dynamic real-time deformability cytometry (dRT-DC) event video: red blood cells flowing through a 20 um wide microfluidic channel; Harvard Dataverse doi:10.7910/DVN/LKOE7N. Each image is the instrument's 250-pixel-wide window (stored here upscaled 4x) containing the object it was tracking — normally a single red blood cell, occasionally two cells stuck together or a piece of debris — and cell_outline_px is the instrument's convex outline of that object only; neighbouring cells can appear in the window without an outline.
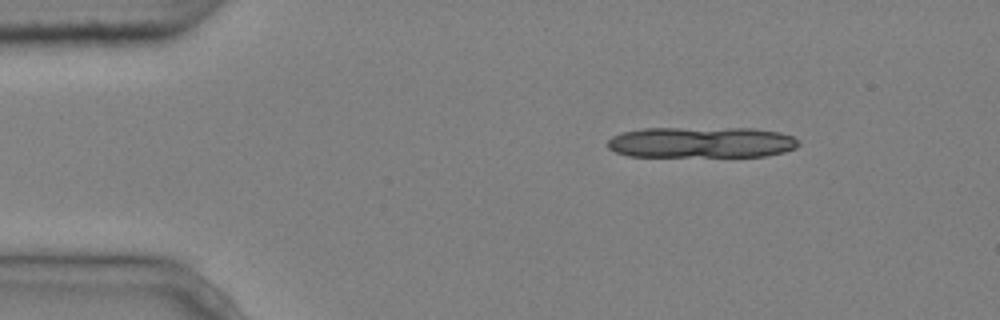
{"species": "common noctule bat (a hibernating species)", "species_latin": "Nyctalus noctula", "temperature_condition": "cold", "stored_images_in_passage": 3, "camera_frame_rate_fps": 3000, "um_per_image_px": 0.085, "animal": {"sex": "male", "body_mass_g": 20.4}, "frame": {"image": 1, "passage_image": 1, "time_ms": 0.0, "image_size_px": [1000, 320], "cell_outline_px": [[800, 144], [796, 148], [784, 152], [768, 156], [628, 156], [616, 152], [608, 148], [608, 140], [612, 136], [620, 132], [644, 128], [752, 128], [780, 132], [792, 136]], "centroid_in_image_um": [59.61, 12.09], "position_along_channel_um": 25.4, "area_um2": 34.68}}